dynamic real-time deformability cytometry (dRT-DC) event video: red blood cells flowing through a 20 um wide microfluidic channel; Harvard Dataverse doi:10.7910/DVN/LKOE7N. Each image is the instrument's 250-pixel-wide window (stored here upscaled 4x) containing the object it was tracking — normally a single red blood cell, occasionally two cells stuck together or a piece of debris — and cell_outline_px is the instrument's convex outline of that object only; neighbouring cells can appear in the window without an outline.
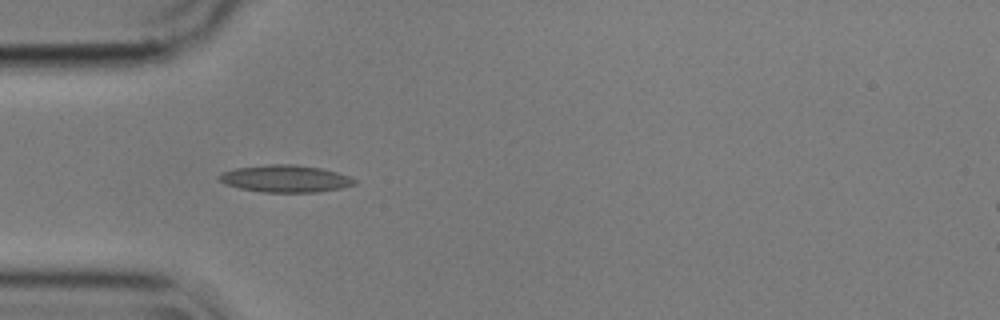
{"species": "common noctule bat (a hibernating species)", "species_latin": "Nyctalus noctula", "temperature_condition": "cold", "stored_images_in_passage": 40, "camera_frame_rate_fps": 3000, "um_per_image_px": 0.085, "animal": {"sex": "male", "body_mass_g": 17.9}, "frame": {"image": 1, "passage_image": 1, "time_ms": 0.0, "image_size_px": [1000, 320], "cell_outline_px": [[356, 184], [340, 188], [316, 192], [264, 192], [240, 188], [224, 184], [220, 180], [220, 176], [224, 172], [236, 168], [268, 164], [296, 164], [320, 168], [336, 172], [348, 176], [356, 180]], "centroid_in_image_um": [24.27, 15.18], "position_along_channel_um": 60.7, "area_um2": 21.15}}
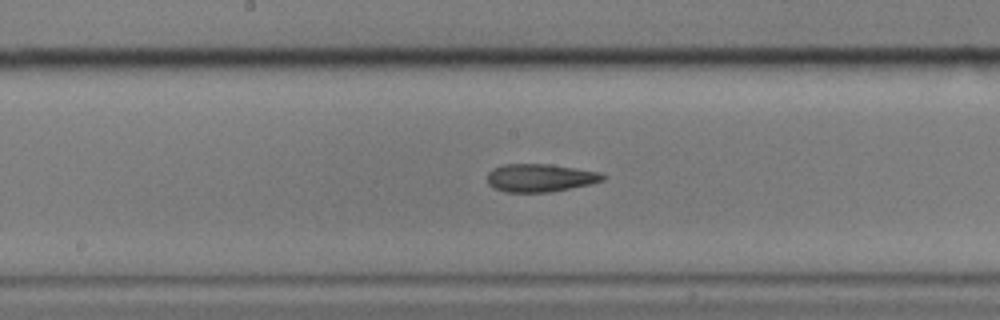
{"frame": {"image": 2, "passage_image": 13, "time_ms": 4.0, "image_size_px": [1000, 320], "cell_outline_px": [[608, 176], [604, 180], [592, 184], [548, 192], [504, 192], [488, 184], [488, 172], [492, 168], [504, 164], [548, 164], [576, 168], [600, 172]], "centroid_in_image_um": [45.94, 15.11], "position_along_channel_um": 202.3, "area_um2": 18.9}}
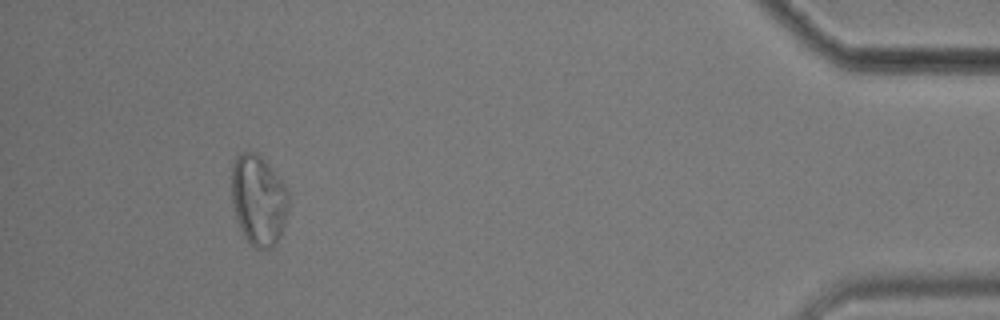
{"frame": {"image": 3, "passage_image": 36, "time_ms": 11.667, "image_size_px": [1000, 320], "cell_outline_px": [[288, 212], [280, 236], [276, 244], [272, 248], [256, 248], [244, 236], [236, 220], [232, 200], [232, 168], [236, 156], [248, 148], [256, 152], [268, 164], [288, 188]], "centroid_in_image_um": [21.98, 16.98], "position_along_channel_um": 413.2, "area_um2": 30.23}, "authors_computed_cell_mechanics": {"area_um2": 19.1607, "velocity_mm_per_s": 3.5702, "shape_relaxation_time_tau1_ms": null, "shape_relaxation_time_tau2_ms": 3.9859, "deformation_change_tau1": null, "deformation_change_tau2": 0.1228}}